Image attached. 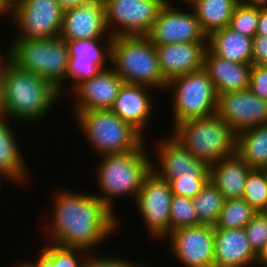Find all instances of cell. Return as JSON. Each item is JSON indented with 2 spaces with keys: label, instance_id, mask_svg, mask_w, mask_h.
Listing matches in <instances>:
<instances>
[{
  "label": "cell",
  "instance_id": "6da1fadb",
  "mask_svg": "<svg viewBox=\"0 0 267 267\" xmlns=\"http://www.w3.org/2000/svg\"><path fill=\"white\" fill-rule=\"evenodd\" d=\"M64 190V191H63ZM54 196L48 243L93 251L114 234L118 217L93 193L62 189Z\"/></svg>",
  "mask_w": 267,
  "mask_h": 267
},
{
  "label": "cell",
  "instance_id": "7a4b0ae2",
  "mask_svg": "<svg viewBox=\"0 0 267 267\" xmlns=\"http://www.w3.org/2000/svg\"><path fill=\"white\" fill-rule=\"evenodd\" d=\"M3 54L2 114L13 121L27 122L26 125L42 121L61 94L50 82L17 67Z\"/></svg>",
  "mask_w": 267,
  "mask_h": 267
},
{
  "label": "cell",
  "instance_id": "3957f363",
  "mask_svg": "<svg viewBox=\"0 0 267 267\" xmlns=\"http://www.w3.org/2000/svg\"><path fill=\"white\" fill-rule=\"evenodd\" d=\"M145 140L134 150L119 154H107L101 157L95 169L96 181L100 192L94 194L113 213L114 200L130 195L134 202L143 186L145 178L151 172V157L147 152ZM147 152V153H146Z\"/></svg>",
  "mask_w": 267,
  "mask_h": 267
},
{
  "label": "cell",
  "instance_id": "277c9868",
  "mask_svg": "<svg viewBox=\"0 0 267 267\" xmlns=\"http://www.w3.org/2000/svg\"><path fill=\"white\" fill-rule=\"evenodd\" d=\"M111 67L124 83L166 91L156 46L147 36L113 37Z\"/></svg>",
  "mask_w": 267,
  "mask_h": 267
},
{
  "label": "cell",
  "instance_id": "5b68a950",
  "mask_svg": "<svg viewBox=\"0 0 267 267\" xmlns=\"http://www.w3.org/2000/svg\"><path fill=\"white\" fill-rule=\"evenodd\" d=\"M172 136L208 165L236 153L237 134L216 114L189 119L172 127Z\"/></svg>",
  "mask_w": 267,
  "mask_h": 267
},
{
  "label": "cell",
  "instance_id": "8992f818",
  "mask_svg": "<svg viewBox=\"0 0 267 267\" xmlns=\"http://www.w3.org/2000/svg\"><path fill=\"white\" fill-rule=\"evenodd\" d=\"M6 57L17 67L39 75L56 89L65 83L69 53L60 37L17 39L10 42Z\"/></svg>",
  "mask_w": 267,
  "mask_h": 267
},
{
  "label": "cell",
  "instance_id": "52a82bcc",
  "mask_svg": "<svg viewBox=\"0 0 267 267\" xmlns=\"http://www.w3.org/2000/svg\"><path fill=\"white\" fill-rule=\"evenodd\" d=\"M74 117L78 129L100 156L129 152L146 140L111 109L75 112Z\"/></svg>",
  "mask_w": 267,
  "mask_h": 267
},
{
  "label": "cell",
  "instance_id": "ba28073f",
  "mask_svg": "<svg viewBox=\"0 0 267 267\" xmlns=\"http://www.w3.org/2000/svg\"><path fill=\"white\" fill-rule=\"evenodd\" d=\"M173 91V127L189 119L206 118L216 114L218 94L204 68L172 78L166 90Z\"/></svg>",
  "mask_w": 267,
  "mask_h": 267
},
{
  "label": "cell",
  "instance_id": "9c48e42d",
  "mask_svg": "<svg viewBox=\"0 0 267 267\" xmlns=\"http://www.w3.org/2000/svg\"><path fill=\"white\" fill-rule=\"evenodd\" d=\"M105 22L112 37L147 36L161 8L158 0H103Z\"/></svg>",
  "mask_w": 267,
  "mask_h": 267
},
{
  "label": "cell",
  "instance_id": "30bf717a",
  "mask_svg": "<svg viewBox=\"0 0 267 267\" xmlns=\"http://www.w3.org/2000/svg\"><path fill=\"white\" fill-rule=\"evenodd\" d=\"M172 191L168 181L152 171L145 178L134 203L152 238L162 241L170 234Z\"/></svg>",
  "mask_w": 267,
  "mask_h": 267
},
{
  "label": "cell",
  "instance_id": "8fae6325",
  "mask_svg": "<svg viewBox=\"0 0 267 267\" xmlns=\"http://www.w3.org/2000/svg\"><path fill=\"white\" fill-rule=\"evenodd\" d=\"M64 11L56 0H22L12 9L11 20L19 31L17 39L60 36Z\"/></svg>",
  "mask_w": 267,
  "mask_h": 267
},
{
  "label": "cell",
  "instance_id": "7c38bea8",
  "mask_svg": "<svg viewBox=\"0 0 267 267\" xmlns=\"http://www.w3.org/2000/svg\"><path fill=\"white\" fill-rule=\"evenodd\" d=\"M112 42V36L108 39L66 41L69 53L68 69L65 83L58 89L59 94L63 92L66 82L70 83L72 91L79 83L91 79L101 70L108 69L107 62L110 61L108 64H111Z\"/></svg>",
  "mask_w": 267,
  "mask_h": 267
},
{
  "label": "cell",
  "instance_id": "4fadbf2b",
  "mask_svg": "<svg viewBox=\"0 0 267 267\" xmlns=\"http://www.w3.org/2000/svg\"><path fill=\"white\" fill-rule=\"evenodd\" d=\"M213 225L200 224L172 231L169 239L170 254L184 267H214Z\"/></svg>",
  "mask_w": 267,
  "mask_h": 267
},
{
  "label": "cell",
  "instance_id": "5bb4252c",
  "mask_svg": "<svg viewBox=\"0 0 267 267\" xmlns=\"http://www.w3.org/2000/svg\"><path fill=\"white\" fill-rule=\"evenodd\" d=\"M173 4H166L161 8L147 35L149 40L155 46L188 42L208 43L192 8L189 7L186 12Z\"/></svg>",
  "mask_w": 267,
  "mask_h": 267
},
{
  "label": "cell",
  "instance_id": "9a60e30c",
  "mask_svg": "<svg viewBox=\"0 0 267 267\" xmlns=\"http://www.w3.org/2000/svg\"><path fill=\"white\" fill-rule=\"evenodd\" d=\"M216 115L238 134L245 129L267 124V100L259 98L249 89L224 92L218 95Z\"/></svg>",
  "mask_w": 267,
  "mask_h": 267
},
{
  "label": "cell",
  "instance_id": "2e32d148",
  "mask_svg": "<svg viewBox=\"0 0 267 267\" xmlns=\"http://www.w3.org/2000/svg\"><path fill=\"white\" fill-rule=\"evenodd\" d=\"M157 141L154 150L159 166L154 161L151 165V171L157 177L169 182L181 175H209V165L193 156L172 135Z\"/></svg>",
  "mask_w": 267,
  "mask_h": 267
},
{
  "label": "cell",
  "instance_id": "e0dca14e",
  "mask_svg": "<svg viewBox=\"0 0 267 267\" xmlns=\"http://www.w3.org/2000/svg\"><path fill=\"white\" fill-rule=\"evenodd\" d=\"M103 1L83 3L64 11L60 38L64 41L108 39Z\"/></svg>",
  "mask_w": 267,
  "mask_h": 267
},
{
  "label": "cell",
  "instance_id": "ac0fdd59",
  "mask_svg": "<svg viewBox=\"0 0 267 267\" xmlns=\"http://www.w3.org/2000/svg\"><path fill=\"white\" fill-rule=\"evenodd\" d=\"M110 68L101 70L91 79L79 83L71 92L76 101L74 112L111 109L124 84L122 78ZM76 105V106H75Z\"/></svg>",
  "mask_w": 267,
  "mask_h": 267
},
{
  "label": "cell",
  "instance_id": "d6986e66",
  "mask_svg": "<svg viewBox=\"0 0 267 267\" xmlns=\"http://www.w3.org/2000/svg\"><path fill=\"white\" fill-rule=\"evenodd\" d=\"M150 89L155 90L145 85L124 83L111 108L119 118L130 124L143 137L155 108Z\"/></svg>",
  "mask_w": 267,
  "mask_h": 267
},
{
  "label": "cell",
  "instance_id": "ffe728a7",
  "mask_svg": "<svg viewBox=\"0 0 267 267\" xmlns=\"http://www.w3.org/2000/svg\"><path fill=\"white\" fill-rule=\"evenodd\" d=\"M208 43H174L156 46L163 77H174L204 68V56Z\"/></svg>",
  "mask_w": 267,
  "mask_h": 267
},
{
  "label": "cell",
  "instance_id": "44dd1931",
  "mask_svg": "<svg viewBox=\"0 0 267 267\" xmlns=\"http://www.w3.org/2000/svg\"><path fill=\"white\" fill-rule=\"evenodd\" d=\"M256 257L244 228H215L214 267H253Z\"/></svg>",
  "mask_w": 267,
  "mask_h": 267
},
{
  "label": "cell",
  "instance_id": "7402d4cb",
  "mask_svg": "<svg viewBox=\"0 0 267 267\" xmlns=\"http://www.w3.org/2000/svg\"><path fill=\"white\" fill-rule=\"evenodd\" d=\"M204 69L212 80L217 94L249 88L252 64L231 62L207 48Z\"/></svg>",
  "mask_w": 267,
  "mask_h": 267
},
{
  "label": "cell",
  "instance_id": "603a6c76",
  "mask_svg": "<svg viewBox=\"0 0 267 267\" xmlns=\"http://www.w3.org/2000/svg\"><path fill=\"white\" fill-rule=\"evenodd\" d=\"M252 170L236 152L209 165V180L225 199H241L247 177Z\"/></svg>",
  "mask_w": 267,
  "mask_h": 267
},
{
  "label": "cell",
  "instance_id": "cb8c5ba5",
  "mask_svg": "<svg viewBox=\"0 0 267 267\" xmlns=\"http://www.w3.org/2000/svg\"><path fill=\"white\" fill-rule=\"evenodd\" d=\"M8 120L10 121V118L0 114V170L8 173L17 184L24 185L31 175L19 148L17 135L7 123Z\"/></svg>",
  "mask_w": 267,
  "mask_h": 267
},
{
  "label": "cell",
  "instance_id": "d4e9b609",
  "mask_svg": "<svg viewBox=\"0 0 267 267\" xmlns=\"http://www.w3.org/2000/svg\"><path fill=\"white\" fill-rule=\"evenodd\" d=\"M208 48L217 56L231 62L251 64L252 38L242 35L229 26L213 32Z\"/></svg>",
  "mask_w": 267,
  "mask_h": 267
},
{
  "label": "cell",
  "instance_id": "484cf974",
  "mask_svg": "<svg viewBox=\"0 0 267 267\" xmlns=\"http://www.w3.org/2000/svg\"><path fill=\"white\" fill-rule=\"evenodd\" d=\"M236 152L252 169L267 170V124L239 132Z\"/></svg>",
  "mask_w": 267,
  "mask_h": 267
},
{
  "label": "cell",
  "instance_id": "4316f807",
  "mask_svg": "<svg viewBox=\"0 0 267 267\" xmlns=\"http://www.w3.org/2000/svg\"><path fill=\"white\" fill-rule=\"evenodd\" d=\"M240 0H198L191 8L203 33L209 37L213 32L228 27L233 10Z\"/></svg>",
  "mask_w": 267,
  "mask_h": 267
},
{
  "label": "cell",
  "instance_id": "83f0119b",
  "mask_svg": "<svg viewBox=\"0 0 267 267\" xmlns=\"http://www.w3.org/2000/svg\"><path fill=\"white\" fill-rule=\"evenodd\" d=\"M43 247L37 259L31 262L28 260L32 267H83L89 254L80 248L62 247L52 243Z\"/></svg>",
  "mask_w": 267,
  "mask_h": 267
},
{
  "label": "cell",
  "instance_id": "f1b7e54d",
  "mask_svg": "<svg viewBox=\"0 0 267 267\" xmlns=\"http://www.w3.org/2000/svg\"><path fill=\"white\" fill-rule=\"evenodd\" d=\"M192 200L198 221L214 226L226 200L223 194L209 180Z\"/></svg>",
  "mask_w": 267,
  "mask_h": 267
},
{
  "label": "cell",
  "instance_id": "f546056e",
  "mask_svg": "<svg viewBox=\"0 0 267 267\" xmlns=\"http://www.w3.org/2000/svg\"><path fill=\"white\" fill-rule=\"evenodd\" d=\"M257 212L242 198L226 199L214 228H244Z\"/></svg>",
  "mask_w": 267,
  "mask_h": 267
},
{
  "label": "cell",
  "instance_id": "4dcf8cb0",
  "mask_svg": "<svg viewBox=\"0 0 267 267\" xmlns=\"http://www.w3.org/2000/svg\"><path fill=\"white\" fill-rule=\"evenodd\" d=\"M242 199L256 211L267 213V170L253 169L249 173Z\"/></svg>",
  "mask_w": 267,
  "mask_h": 267
},
{
  "label": "cell",
  "instance_id": "1f68e13d",
  "mask_svg": "<svg viewBox=\"0 0 267 267\" xmlns=\"http://www.w3.org/2000/svg\"><path fill=\"white\" fill-rule=\"evenodd\" d=\"M200 224L193 200L173 194L170 207V233L178 228Z\"/></svg>",
  "mask_w": 267,
  "mask_h": 267
},
{
  "label": "cell",
  "instance_id": "d6a6232c",
  "mask_svg": "<svg viewBox=\"0 0 267 267\" xmlns=\"http://www.w3.org/2000/svg\"><path fill=\"white\" fill-rule=\"evenodd\" d=\"M259 16L260 7L246 5L240 0L233 10L229 27L242 35L253 38L258 29Z\"/></svg>",
  "mask_w": 267,
  "mask_h": 267
},
{
  "label": "cell",
  "instance_id": "836d02e7",
  "mask_svg": "<svg viewBox=\"0 0 267 267\" xmlns=\"http://www.w3.org/2000/svg\"><path fill=\"white\" fill-rule=\"evenodd\" d=\"M209 175L177 176L169 181L173 194L193 199L207 184Z\"/></svg>",
  "mask_w": 267,
  "mask_h": 267
},
{
  "label": "cell",
  "instance_id": "e575fe53",
  "mask_svg": "<svg viewBox=\"0 0 267 267\" xmlns=\"http://www.w3.org/2000/svg\"><path fill=\"white\" fill-rule=\"evenodd\" d=\"M244 230L252 250L258 254L267 242V213L257 212Z\"/></svg>",
  "mask_w": 267,
  "mask_h": 267
},
{
  "label": "cell",
  "instance_id": "d590c367",
  "mask_svg": "<svg viewBox=\"0 0 267 267\" xmlns=\"http://www.w3.org/2000/svg\"><path fill=\"white\" fill-rule=\"evenodd\" d=\"M91 253H89L84 261L83 267H148L147 265L138 264L137 262H131L127 261L126 259H123L121 257H116V255L110 256L105 255L99 256L95 255L93 256Z\"/></svg>",
  "mask_w": 267,
  "mask_h": 267
},
{
  "label": "cell",
  "instance_id": "8d00e7d4",
  "mask_svg": "<svg viewBox=\"0 0 267 267\" xmlns=\"http://www.w3.org/2000/svg\"><path fill=\"white\" fill-rule=\"evenodd\" d=\"M253 94L267 100V66L264 64L252 65L248 88Z\"/></svg>",
  "mask_w": 267,
  "mask_h": 267
},
{
  "label": "cell",
  "instance_id": "74e56055",
  "mask_svg": "<svg viewBox=\"0 0 267 267\" xmlns=\"http://www.w3.org/2000/svg\"><path fill=\"white\" fill-rule=\"evenodd\" d=\"M267 61V36L255 35L252 38L251 64H264Z\"/></svg>",
  "mask_w": 267,
  "mask_h": 267
},
{
  "label": "cell",
  "instance_id": "f35d334b",
  "mask_svg": "<svg viewBox=\"0 0 267 267\" xmlns=\"http://www.w3.org/2000/svg\"><path fill=\"white\" fill-rule=\"evenodd\" d=\"M256 35L267 36V7L260 8L258 29Z\"/></svg>",
  "mask_w": 267,
  "mask_h": 267
},
{
  "label": "cell",
  "instance_id": "ab89813d",
  "mask_svg": "<svg viewBox=\"0 0 267 267\" xmlns=\"http://www.w3.org/2000/svg\"><path fill=\"white\" fill-rule=\"evenodd\" d=\"M256 265L258 267H267V242L265 246L260 250L256 257Z\"/></svg>",
  "mask_w": 267,
  "mask_h": 267
},
{
  "label": "cell",
  "instance_id": "60d3db41",
  "mask_svg": "<svg viewBox=\"0 0 267 267\" xmlns=\"http://www.w3.org/2000/svg\"><path fill=\"white\" fill-rule=\"evenodd\" d=\"M4 55L0 53V114H2L3 108V75H2V64L4 61Z\"/></svg>",
  "mask_w": 267,
  "mask_h": 267
},
{
  "label": "cell",
  "instance_id": "b9f144b4",
  "mask_svg": "<svg viewBox=\"0 0 267 267\" xmlns=\"http://www.w3.org/2000/svg\"><path fill=\"white\" fill-rule=\"evenodd\" d=\"M244 4L254 7H267V0H241Z\"/></svg>",
  "mask_w": 267,
  "mask_h": 267
},
{
  "label": "cell",
  "instance_id": "7bdbcfd3",
  "mask_svg": "<svg viewBox=\"0 0 267 267\" xmlns=\"http://www.w3.org/2000/svg\"><path fill=\"white\" fill-rule=\"evenodd\" d=\"M12 8L4 1L0 0V15H6L11 17Z\"/></svg>",
  "mask_w": 267,
  "mask_h": 267
},
{
  "label": "cell",
  "instance_id": "ee69618b",
  "mask_svg": "<svg viewBox=\"0 0 267 267\" xmlns=\"http://www.w3.org/2000/svg\"><path fill=\"white\" fill-rule=\"evenodd\" d=\"M56 1L59 3L60 8L63 11L70 8H75V0H56Z\"/></svg>",
  "mask_w": 267,
  "mask_h": 267
},
{
  "label": "cell",
  "instance_id": "f6af8a7d",
  "mask_svg": "<svg viewBox=\"0 0 267 267\" xmlns=\"http://www.w3.org/2000/svg\"><path fill=\"white\" fill-rule=\"evenodd\" d=\"M2 177H4L5 179H8V181L10 182L11 181V183L13 182V183H15V184H17L16 182H15V180L8 174V173H6L5 171H3V170H0V184H1V178ZM1 186V185H0Z\"/></svg>",
  "mask_w": 267,
  "mask_h": 267
},
{
  "label": "cell",
  "instance_id": "bcb514c9",
  "mask_svg": "<svg viewBox=\"0 0 267 267\" xmlns=\"http://www.w3.org/2000/svg\"><path fill=\"white\" fill-rule=\"evenodd\" d=\"M12 9L16 7L22 0H4Z\"/></svg>",
  "mask_w": 267,
  "mask_h": 267
},
{
  "label": "cell",
  "instance_id": "7dc6e473",
  "mask_svg": "<svg viewBox=\"0 0 267 267\" xmlns=\"http://www.w3.org/2000/svg\"><path fill=\"white\" fill-rule=\"evenodd\" d=\"M97 1H103V0H75V7H78L79 5L83 3H92Z\"/></svg>",
  "mask_w": 267,
  "mask_h": 267
},
{
  "label": "cell",
  "instance_id": "c3c4849f",
  "mask_svg": "<svg viewBox=\"0 0 267 267\" xmlns=\"http://www.w3.org/2000/svg\"><path fill=\"white\" fill-rule=\"evenodd\" d=\"M182 1V0H181ZM198 0H183L182 2H184L185 4L188 3L189 7H192ZM173 0H169V4H172Z\"/></svg>",
  "mask_w": 267,
  "mask_h": 267
},
{
  "label": "cell",
  "instance_id": "681fc988",
  "mask_svg": "<svg viewBox=\"0 0 267 267\" xmlns=\"http://www.w3.org/2000/svg\"><path fill=\"white\" fill-rule=\"evenodd\" d=\"M13 267H32L31 265H30V263L27 261V262H19L18 263V265H16V266H13Z\"/></svg>",
  "mask_w": 267,
  "mask_h": 267
},
{
  "label": "cell",
  "instance_id": "f907efd6",
  "mask_svg": "<svg viewBox=\"0 0 267 267\" xmlns=\"http://www.w3.org/2000/svg\"><path fill=\"white\" fill-rule=\"evenodd\" d=\"M160 1L163 5L169 4V0H158Z\"/></svg>",
  "mask_w": 267,
  "mask_h": 267
}]
</instances>
